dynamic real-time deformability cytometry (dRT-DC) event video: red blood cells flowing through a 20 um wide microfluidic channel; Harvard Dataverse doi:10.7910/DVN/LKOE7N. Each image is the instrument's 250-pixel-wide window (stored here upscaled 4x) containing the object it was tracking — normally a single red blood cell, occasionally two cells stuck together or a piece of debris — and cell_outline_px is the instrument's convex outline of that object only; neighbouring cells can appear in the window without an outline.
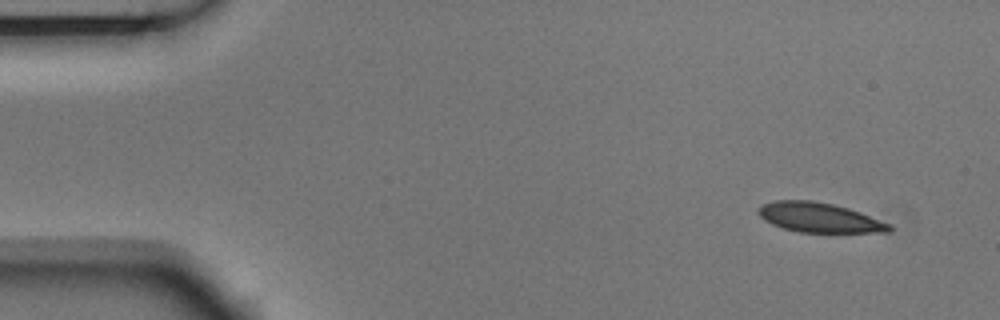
{"species": "Egyptian fruit bat (a non-hibernating species)", "species_latin": "Rousettus aegyptiacus", "temperature_condition": "room temperature", "stored_images_in_passage": 6, "segment_of_instrument_passage": [2, 2], "camera_frame_rate_fps": 3000, "um_per_image_px": 0.085, "animal": {"sex": "male"}, "frame": {"image": 1, "passage_image": 6, "time_ms": 1.667, "image_size_px": [1000, 320], "cell_outline_px": [[892, 232], [800, 232], [784, 228], [772, 224], [764, 220], [756, 212], [756, 208], [760, 204], [776, 200], [812, 200], [832, 204], [848, 208], [860, 212], [892, 224]], "centroid_in_image_um": [69.62, 18.48], "position_along_channel_um": 15.4, "area_um2": 22.77}}